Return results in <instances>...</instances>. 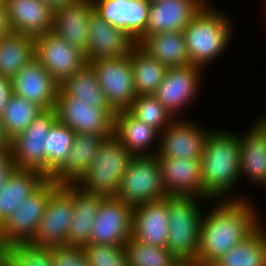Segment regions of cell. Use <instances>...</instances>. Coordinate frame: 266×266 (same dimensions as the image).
Here are the masks:
<instances>
[{
	"label": "cell",
	"mask_w": 266,
	"mask_h": 266,
	"mask_svg": "<svg viewBox=\"0 0 266 266\" xmlns=\"http://www.w3.org/2000/svg\"><path fill=\"white\" fill-rule=\"evenodd\" d=\"M83 248L90 266H129L125 246L91 244Z\"/></svg>",
	"instance_id": "cell-39"
},
{
	"label": "cell",
	"mask_w": 266,
	"mask_h": 266,
	"mask_svg": "<svg viewBox=\"0 0 266 266\" xmlns=\"http://www.w3.org/2000/svg\"><path fill=\"white\" fill-rule=\"evenodd\" d=\"M260 119L266 124V114L260 117Z\"/></svg>",
	"instance_id": "cell-47"
},
{
	"label": "cell",
	"mask_w": 266,
	"mask_h": 266,
	"mask_svg": "<svg viewBox=\"0 0 266 266\" xmlns=\"http://www.w3.org/2000/svg\"><path fill=\"white\" fill-rule=\"evenodd\" d=\"M42 110L37 104L12 93L1 117L11 140L21 134Z\"/></svg>",
	"instance_id": "cell-35"
},
{
	"label": "cell",
	"mask_w": 266,
	"mask_h": 266,
	"mask_svg": "<svg viewBox=\"0 0 266 266\" xmlns=\"http://www.w3.org/2000/svg\"><path fill=\"white\" fill-rule=\"evenodd\" d=\"M212 266H266V230L263 225Z\"/></svg>",
	"instance_id": "cell-33"
},
{
	"label": "cell",
	"mask_w": 266,
	"mask_h": 266,
	"mask_svg": "<svg viewBox=\"0 0 266 266\" xmlns=\"http://www.w3.org/2000/svg\"><path fill=\"white\" fill-rule=\"evenodd\" d=\"M105 197L83 191L74 183V213L67 234V245H89L94 220Z\"/></svg>",
	"instance_id": "cell-28"
},
{
	"label": "cell",
	"mask_w": 266,
	"mask_h": 266,
	"mask_svg": "<svg viewBox=\"0 0 266 266\" xmlns=\"http://www.w3.org/2000/svg\"><path fill=\"white\" fill-rule=\"evenodd\" d=\"M12 31L33 38L53 30L54 14L41 0H6Z\"/></svg>",
	"instance_id": "cell-23"
},
{
	"label": "cell",
	"mask_w": 266,
	"mask_h": 266,
	"mask_svg": "<svg viewBox=\"0 0 266 266\" xmlns=\"http://www.w3.org/2000/svg\"><path fill=\"white\" fill-rule=\"evenodd\" d=\"M211 201L215 207L202 216L199 253L192 266H212L232 247L248 238L262 223L258 209L249 200Z\"/></svg>",
	"instance_id": "cell-1"
},
{
	"label": "cell",
	"mask_w": 266,
	"mask_h": 266,
	"mask_svg": "<svg viewBox=\"0 0 266 266\" xmlns=\"http://www.w3.org/2000/svg\"><path fill=\"white\" fill-rule=\"evenodd\" d=\"M35 58L61 84L88 62L85 53L53 31L34 38Z\"/></svg>",
	"instance_id": "cell-14"
},
{
	"label": "cell",
	"mask_w": 266,
	"mask_h": 266,
	"mask_svg": "<svg viewBox=\"0 0 266 266\" xmlns=\"http://www.w3.org/2000/svg\"><path fill=\"white\" fill-rule=\"evenodd\" d=\"M56 108L43 109L32 123L12 139V158L18 169L40 171L45 175L46 136L57 121Z\"/></svg>",
	"instance_id": "cell-10"
},
{
	"label": "cell",
	"mask_w": 266,
	"mask_h": 266,
	"mask_svg": "<svg viewBox=\"0 0 266 266\" xmlns=\"http://www.w3.org/2000/svg\"><path fill=\"white\" fill-rule=\"evenodd\" d=\"M169 232L168 197L133 207L132 237L165 248Z\"/></svg>",
	"instance_id": "cell-20"
},
{
	"label": "cell",
	"mask_w": 266,
	"mask_h": 266,
	"mask_svg": "<svg viewBox=\"0 0 266 266\" xmlns=\"http://www.w3.org/2000/svg\"><path fill=\"white\" fill-rule=\"evenodd\" d=\"M11 80L0 75V118L3 115L7 100L12 95Z\"/></svg>",
	"instance_id": "cell-42"
},
{
	"label": "cell",
	"mask_w": 266,
	"mask_h": 266,
	"mask_svg": "<svg viewBox=\"0 0 266 266\" xmlns=\"http://www.w3.org/2000/svg\"><path fill=\"white\" fill-rule=\"evenodd\" d=\"M0 266H11L10 245L0 243Z\"/></svg>",
	"instance_id": "cell-46"
},
{
	"label": "cell",
	"mask_w": 266,
	"mask_h": 266,
	"mask_svg": "<svg viewBox=\"0 0 266 266\" xmlns=\"http://www.w3.org/2000/svg\"><path fill=\"white\" fill-rule=\"evenodd\" d=\"M57 96L74 97L80 102L98 108H111L106 100L105 93L100 87L96 72L90 63L65 79L60 84Z\"/></svg>",
	"instance_id": "cell-31"
},
{
	"label": "cell",
	"mask_w": 266,
	"mask_h": 266,
	"mask_svg": "<svg viewBox=\"0 0 266 266\" xmlns=\"http://www.w3.org/2000/svg\"><path fill=\"white\" fill-rule=\"evenodd\" d=\"M196 196H168L169 232L167 248L185 266H192L199 253L203 212ZM199 203H198V202Z\"/></svg>",
	"instance_id": "cell-4"
},
{
	"label": "cell",
	"mask_w": 266,
	"mask_h": 266,
	"mask_svg": "<svg viewBox=\"0 0 266 266\" xmlns=\"http://www.w3.org/2000/svg\"><path fill=\"white\" fill-rule=\"evenodd\" d=\"M140 45L167 68L191 64L183 32L152 34Z\"/></svg>",
	"instance_id": "cell-30"
},
{
	"label": "cell",
	"mask_w": 266,
	"mask_h": 266,
	"mask_svg": "<svg viewBox=\"0 0 266 266\" xmlns=\"http://www.w3.org/2000/svg\"><path fill=\"white\" fill-rule=\"evenodd\" d=\"M240 176L266 188V124L256 119L247 135H240Z\"/></svg>",
	"instance_id": "cell-25"
},
{
	"label": "cell",
	"mask_w": 266,
	"mask_h": 266,
	"mask_svg": "<svg viewBox=\"0 0 266 266\" xmlns=\"http://www.w3.org/2000/svg\"><path fill=\"white\" fill-rule=\"evenodd\" d=\"M223 13L210 7L207 1L185 27L183 33L192 65L204 69L228 47L234 27L230 17Z\"/></svg>",
	"instance_id": "cell-3"
},
{
	"label": "cell",
	"mask_w": 266,
	"mask_h": 266,
	"mask_svg": "<svg viewBox=\"0 0 266 266\" xmlns=\"http://www.w3.org/2000/svg\"><path fill=\"white\" fill-rule=\"evenodd\" d=\"M44 4L47 5L48 9L54 14L56 11L61 10L67 4L71 3L74 0H41Z\"/></svg>",
	"instance_id": "cell-45"
},
{
	"label": "cell",
	"mask_w": 266,
	"mask_h": 266,
	"mask_svg": "<svg viewBox=\"0 0 266 266\" xmlns=\"http://www.w3.org/2000/svg\"><path fill=\"white\" fill-rule=\"evenodd\" d=\"M88 35L85 52L88 63L101 58L130 55L137 44L131 35L109 24L95 11L90 15Z\"/></svg>",
	"instance_id": "cell-17"
},
{
	"label": "cell",
	"mask_w": 266,
	"mask_h": 266,
	"mask_svg": "<svg viewBox=\"0 0 266 266\" xmlns=\"http://www.w3.org/2000/svg\"><path fill=\"white\" fill-rule=\"evenodd\" d=\"M133 155L115 137L105 139L88 170L75 183L83 191L115 196Z\"/></svg>",
	"instance_id": "cell-5"
},
{
	"label": "cell",
	"mask_w": 266,
	"mask_h": 266,
	"mask_svg": "<svg viewBox=\"0 0 266 266\" xmlns=\"http://www.w3.org/2000/svg\"><path fill=\"white\" fill-rule=\"evenodd\" d=\"M35 58V40L11 31L0 38V75L12 80L19 70Z\"/></svg>",
	"instance_id": "cell-29"
},
{
	"label": "cell",
	"mask_w": 266,
	"mask_h": 266,
	"mask_svg": "<svg viewBox=\"0 0 266 266\" xmlns=\"http://www.w3.org/2000/svg\"><path fill=\"white\" fill-rule=\"evenodd\" d=\"M114 136L133 156H154L158 153L159 142L157 141H159L160 133L134 117L128 110L116 112ZM154 143L158 145L156 148H152Z\"/></svg>",
	"instance_id": "cell-24"
},
{
	"label": "cell",
	"mask_w": 266,
	"mask_h": 266,
	"mask_svg": "<svg viewBox=\"0 0 266 266\" xmlns=\"http://www.w3.org/2000/svg\"><path fill=\"white\" fill-rule=\"evenodd\" d=\"M55 108L58 121L75 133L114 136L116 112L112 108L90 106L70 96H57Z\"/></svg>",
	"instance_id": "cell-11"
},
{
	"label": "cell",
	"mask_w": 266,
	"mask_h": 266,
	"mask_svg": "<svg viewBox=\"0 0 266 266\" xmlns=\"http://www.w3.org/2000/svg\"><path fill=\"white\" fill-rule=\"evenodd\" d=\"M15 168L11 150H0V189Z\"/></svg>",
	"instance_id": "cell-41"
},
{
	"label": "cell",
	"mask_w": 266,
	"mask_h": 266,
	"mask_svg": "<svg viewBox=\"0 0 266 266\" xmlns=\"http://www.w3.org/2000/svg\"><path fill=\"white\" fill-rule=\"evenodd\" d=\"M115 196L132 207L168 197L160 175V163L154 156H133Z\"/></svg>",
	"instance_id": "cell-6"
},
{
	"label": "cell",
	"mask_w": 266,
	"mask_h": 266,
	"mask_svg": "<svg viewBox=\"0 0 266 266\" xmlns=\"http://www.w3.org/2000/svg\"><path fill=\"white\" fill-rule=\"evenodd\" d=\"M208 0H152L145 30L138 36L140 44L147 36L183 32L194 15Z\"/></svg>",
	"instance_id": "cell-15"
},
{
	"label": "cell",
	"mask_w": 266,
	"mask_h": 266,
	"mask_svg": "<svg viewBox=\"0 0 266 266\" xmlns=\"http://www.w3.org/2000/svg\"><path fill=\"white\" fill-rule=\"evenodd\" d=\"M60 186L56 181L48 178L34 193L28 196L0 226V243L12 245L30 242L45 213L49 197Z\"/></svg>",
	"instance_id": "cell-7"
},
{
	"label": "cell",
	"mask_w": 266,
	"mask_h": 266,
	"mask_svg": "<svg viewBox=\"0 0 266 266\" xmlns=\"http://www.w3.org/2000/svg\"><path fill=\"white\" fill-rule=\"evenodd\" d=\"M11 266H54L52 247L36 246L30 242L10 245Z\"/></svg>",
	"instance_id": "cell-38"
},
{
	"label": "cell",
	"mask_w": 266,
	"mask_h": 266,
	"mask_svg": "<svg viewBox=\"0 0 266 266\" xmlns=\"http://www.w3.org/2000/svg\"><path fill=\"white\" fill-rule=\"evenodd\" d=\"M12 140L8 136L5 125L0 118V150H11Z\"/></svg>",
	"instance_id": "cell-44"
},
{
	"label": "cell",
	"mask_w": 266,
	"mask_h": 266,
	"mask_svg": "<svg viewBox=\"0 0 266 266\" xmlns=\"http://www.w3.org/2000/svg\"><path fill=\"white\" fill-rule=\"evenodd\" d=\"M12 31L5 3L0 2V38Z\"/></svg>",
	"instance_id": "cell-43"
},
{
	"label": "cell",
	"mask_w": 266,
	"mask_h": 266,
	"mask_svg": "<svg viewBox=\"0 0 266 266\" xmlns=\"http://www.w3.org/2000/svg\"><path fill=\"white\" fill-rule=\"evenodd\" d=\"M203 128L190 119L175 118L160 133L159 149L156 156L201 159L206 138L212 130L211 128L209 130Z\"/></svg>",
	"instance_id": "cell-16"
},
{
	"label": "cell",
	"mask_w": 266,
	"mask_h": 266,
	"mask_svg": "<svg viewBox=\"0 0 266 266\" xmlns=\"http://www.w3.org/2000/svg\"><path fill=\"white\" fill-rule=\"evenodd\" d=\"M13 94L37 104L42 109L56 107L60 84L34 58L11 80Z\"/></svg>",
	"instance_id": "cell-18"
},
{
	"label": "cell",
	"mask_w": 266,
	"mask_h": 266,
	"mask_svg": "<svg viewBox=\"0 0 266 266\" xmlns=\"http://www.w3.org/2000/svg\"><path fill=\"white\" fill-rule=\"evenodd\" d=\"M133 207L116 196L103 199L92 227L89 245L125 246L132 236Z\"/></svg>",
	"instance_id": "cell-12"
},
{
	"label": "cell",
	"mask_w": 266,
	"mask_h": 266,
	"mask_svg": "<svg viewBox=\"0 0 266 266\" xmlns=\"http://www.w3.org/2000/svg\"><path fill=\"white\" fill-rule=\"evenodd\" d=\"M160 175L168 196H196L203 198L201 159L156 156Z\"/></svg>",
	"instance_id": "cell-19"
},
{
	"label": "cell",
	"mask_w": 266,
	"mask_h": 266,
	"mask_svg": "<svg viewBox=\"0 0 266 266\" xmlns=\"http://www.w3.org/2000/svg\"><path fill=\"white\" fill-rule=\"evenodd\" d=\"M45 142V176L50 178L65 162L72 147L75 132L58 120L50 128Z\"/></svg>",
	"instance_id": "cell-34"
},
{
	"label": "cell",
	"mask_w": 266,
	"mask_h": 266,
	"mask_svg": "<svg viewBox=\"0 0 266 266\" xmlns=\"http://www.w3.org/2000/svg\"><path fill=\"white\" fill-rule=\"evenodd\" d=\"M150 0H93L94 11L114 27L138 36L145 30Z\"/></svg>",
	"instance_id": "cell-21"
},
{
	"label": "cell",
	"mask_w": 266,
	"mask_h": 266,
	"mask_svg": "<svg viewBox=\"0 0 266 266\" xmlns=\"http://www.w3.org/2000/svg\"><path fill=\"white\" fill-rule=\"evenodd\" d=\"M109 137L98 134L75 133L65 162L50 177L58 184L76 183L88 170L102 142Z\"/></svg>",
	"instance_id": "cell-26"
},
{
	"label": "cell",
	"mask_w": 266,
	"mask_h": 266,
	"mask_svg": "<svg viewBox=\"0 0 266 266\" xmlns=\"http://www.w3.org/2000/svg\"><path fill=\"white\" fill-rule=\"evenodd\" d=\"M130 60L137 95L154 94L162 83L168 68L139 43L133 47Z\"/></svg>",
	"instance_id": "cell-32"
},
{
	"label": "cell",
	"mask_w": 266,
	"mask_h": 266,
	"mask_svg": "<svg viewBox=\"0 0 266 266\" xmlns=\"http://www.w3.org/2000/svg\"><path fill=\"white\" fill-rule=\"evenodd\" d=\"M239 160L240 135L222 129H212L206 138L201 158L203 198L209 201L245 199L242 195H231L232 189L241 179Z\"/></svg>",
	"instance_id": "cell-2"
},
{
	"label": "cell",
	"mask_w": 266,
	"mask_h": 266,
	"mask_svg": "<svg viewBox=\"0 0 266 266\" xmlns=\"http://www.w3.org/2000/svg\"><path fill=\"white\" fill-rule=\"evenodd\" d=\"M73 213L74 183H66L49 197L45 213L30 243L44 247L67 245V234Z\"/></svg>",
	"instance_id": "cell-8"
},
{
	"label": "cell",
	"mask_w": 266,
	"mask_h": 266,
	"mask_svg": "<svg viewBox=\"0 0 266 266\" xmlns=\"http://www.w3.org/2000/svg\"><path fill=\"white\" fill-rule=\"evenodd\" d=\"M129 266H185L170 250L140 242L131 236L125 244Z\"/></svg>",
	"instance_id": "cell-36"
},
{
	"label": "cell",
	"mask_w": 266,
	"mask_h": 266,
	"mask_svg": "<svg viewBox=\"0 0 266 266\" xmlns=\"http://www.w3.org/2000/svg\"><path fill=\"white\" fill-rule=\"evenodd\" d=\"M93 11V0H74L54 13L52 31L85 53L88 49L89 19Z\"/></svg>",
	"instance_id": "cell-22"
},
{
	"label": "cell",
	"mask_w": 266,
	"mask_h": 266,
	"mask_svg": "<svg viewBox=\"0 0 266 266\" xmlns=\"http://www.w3.org/2000/svg\"><path fill=\"white\" fill-rule=\"evenodd\" d=\"M47 179L40 171L15 168L0 189V226Z\"/></svg>",
	"instance_id": "cell-27"
},
{
	"label": "cell",
	"mask_w": 266,
	"mask_h": 266,
	"mask_svg": "<svg viewBox=\"0 0 266 266\" xmlns=\"http://www.w3.org/2000/svg\"><path fill=\"white\" fill-rule=\"evenodd\" d=\"M54 266H90L83 247L57 246L52 247Z\"/></svg>",
	"instance_id": "cell-40"
},
{
	"label": "cell",
	"mask_w": 266,
	"mask_h": 266,
	"mask_svg": "<svg viewBox=\"0 0 266 266\" xmlns=\"http://www.w3.org/2000/svg\"><path fill=\"white\" fill-rule=\"evenodd\" d=\"M110 107L115 111L127 110L136 98L130 55L101 58L89 62Z\"/></svg>",
	"instance_id": "cell-9"
},
{
	"label": "cell",
	"mask_w": 266,
	"mask_h": 266,
	"mask_svg": "<svg viewBox=\"0 0 266 266\" xmlns=\"http://www.w3.org/2000/svg\"><path fill=\"white\" fill-rule=\"evenodd\" d=\"M127 110L159 133L175 119L153 94L137 95Z\"/></svg>",
	"instance_id": "cell-37"
},
{
	"label": "cell",
	"mask_w": 266,
	"mask_h": 266,
	"mask_svg": "<svg viewBox=\"0 0 266 266\" xmlns=\"http://www.w3.org/2000/svg\"><path fill=\"white\" fill-rule=\"evenodd\" d=\"M202 74L203 69L192 64L169 67L162 83L153 95L174 118H181L180 113L187 106L189 108L191 101L194 102L196 95L199 94Z\"/></svg>",
	"instance_id": "cell-13"
}]
</instances>
